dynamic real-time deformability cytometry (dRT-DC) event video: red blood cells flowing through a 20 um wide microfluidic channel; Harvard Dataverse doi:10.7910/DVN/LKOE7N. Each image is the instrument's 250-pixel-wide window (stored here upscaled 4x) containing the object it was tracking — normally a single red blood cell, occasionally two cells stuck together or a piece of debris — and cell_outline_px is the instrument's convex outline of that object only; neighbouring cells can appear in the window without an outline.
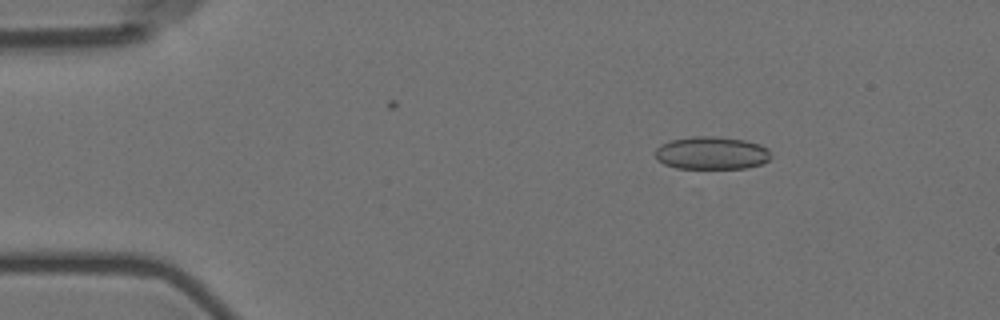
{"species": "Egyptian fruit bat (a non-hibernating species)", "species_latin": "Rousettus aegyptiacus", "temperature_condition": "room temperature", "stored_images_in_passage": 49, "camera_frame_rate_fps": 3000, "um_per_image_px": 0.085, "animal": {"sex": "female"}, "frame": {"image": 1, "passage_image": 1, "time_ms": 0.0, "image_size_px": [1000, 320], "cell_outline_px": [[772, 156], [768, 160], [760, 164], [748, 168], [676, 168], [664, 164], [656, 160], [656, 148], [660, 144], [672, 140], [692, 136], [716, 136], [744, 140], [760, 144], [768, 148]], "centroid_in_image_um": [60.49, 13.0], "position_along_channel_um": 24.5, "area_um2": 22.25}}
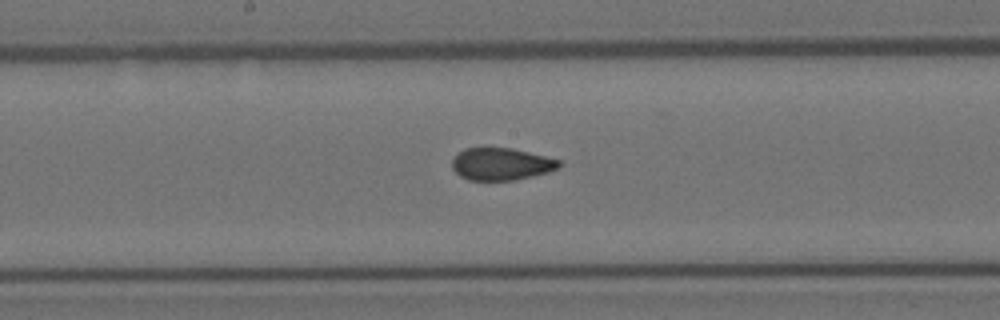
{"frame": {"image": 2, "passage_image": 22, "time_ms": 7.0, "image_size_px": [1000, 320], "cell_outline_px": [[564, 164], [548, 172], [532, 176], [512, 180], [468, 180], [460, 176], [452, 168], [452, 160], [464, 148], [512, 148], [560, 160]], "centroid_in_image_um": [42.6, 13.94], "position_along_channel_um": 205.6, "area_um2": 19.94}}
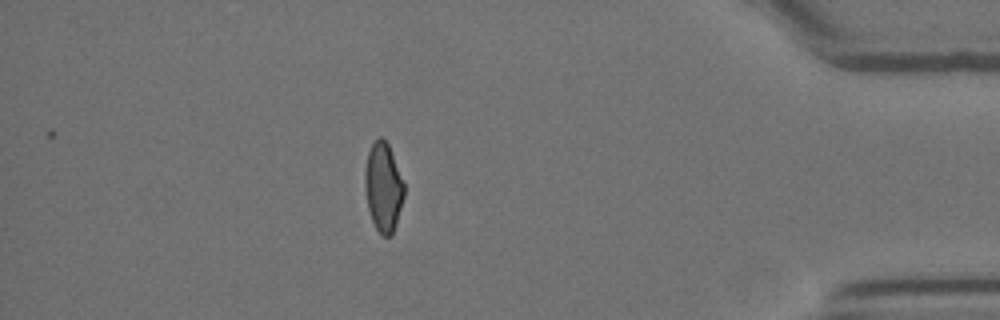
{"frame": {"image": 3, "passage_image": 42, "time_ms": 13.667, "image_size_px": [1000, 320], "cell_outline_px": [[404, 196], [396, 224], [392, 236], [384, 236], [376, 228], [372, 220], [368, 208], [364, 188], [364, 172], [368, 152], [372, 144], [380, 136], [388, 144], [404, 184]], "centroid_in_image_um": [32.57, 15.92], "position_along_channel_um": 402.6, "area_um2": 20.11}, "authors_computed_cell_mechanics": {"area_um2": 21.3282, "velocity_mm_per_s": 3.5966, "shape_relaxation_time_tau1_ms": null, "shape_relaxation_time_tau2_ms": 1.456, "deformation_change_tau1": null, "deformation_change_tau2": 0.0761}}